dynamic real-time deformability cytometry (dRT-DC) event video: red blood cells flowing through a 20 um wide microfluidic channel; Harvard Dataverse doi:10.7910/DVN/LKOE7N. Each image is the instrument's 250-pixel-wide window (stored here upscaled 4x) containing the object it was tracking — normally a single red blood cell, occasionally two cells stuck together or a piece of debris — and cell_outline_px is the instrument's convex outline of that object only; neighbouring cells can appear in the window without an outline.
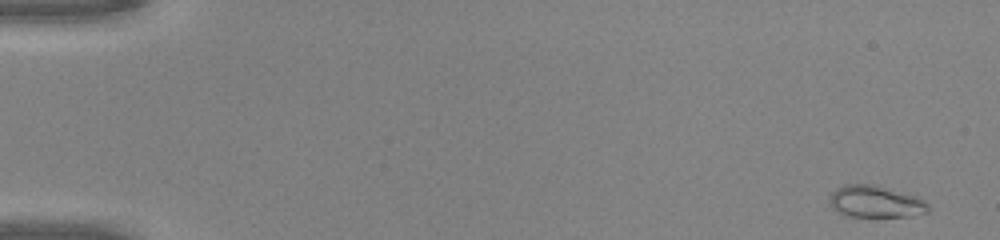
{"species": "common noctule bat (a hibernating species)", "species_latin": "Nyctalus noctula", "temperature_condition": "warm", "stored_images_in_passage": 48, "camera_frame_rate_fps": 3000, "um_per_image_px": 0.085, "animal": {"sex": "male", "body_mass_g": 20.0, "forearm_length_mm": 53.3}, "frame": {"image": 1, "passage_image": 1, "time_ms": 0.0, "image_size_px": [1000, 240], "cell_outline_px": [[928, 212], [908, 216], [848, 216], [832, 208], [828, 204], [832, 192], [836, 188], [844, 184], [876, 184], [916, 196], [924, 200], [928, 204]], "centroid_in_image_um": [74.4, 17.12], "position_along_channel_um": 10.6, "area_um2": 18.32}}
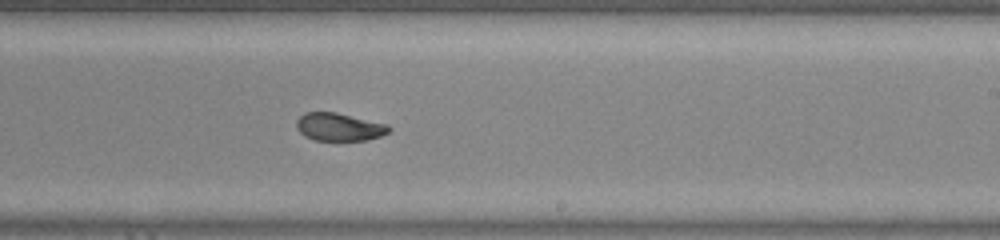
{"frame": {"image": 2, "passage_image": 30, "time_ms": 9.667, "image_size_px": [1000, 240], "cell_outline_px": [[392, 128], [388, 132], [380, 136], [368, 140], [312, 140], [304, 136], [296, 128], [296, 120], [304, 112], [336, 112], [388, 124]], "centroid_in_image_um": [28.81, 10.79], "position_along_channel_um": 260.2, "area_um2": 15.14}}
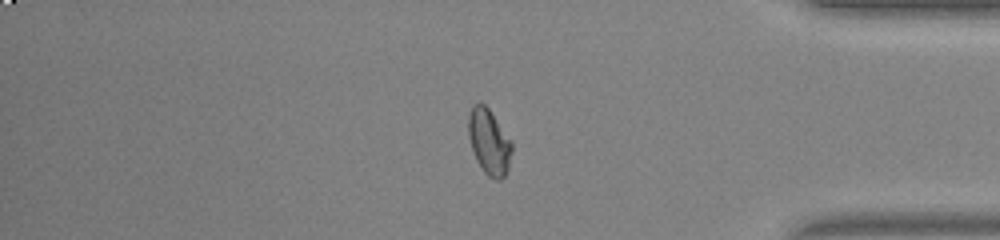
{"frame": {"image": 3, "passage_image": 41, "time_ms": 13.333, "image_size_px": [1000, 240], "cell_outline_px": [[512, 152], [508, 168], [504, 176], [500, 180], [496, 180], [488, 176], [484, 172], [476, 160], [468, 136], [468, 116], [472, 104], [484, 104], [488, 108], [512, 140]], "centroid_in_image_um": [41.57, 12.06], "position_along_channel_um": 393.6, "area_um2": 16.65}, "authors_computed_cell_mechanics": {"area_um2": 16.6753, "velocity_mm_per_s": 4.2143, "shape_relaxation_time_tau1_ms": 3.7853, "shape_relaxation_time_tau2_ms": 1.6136, "deformation_change_tau1": 0.1577, "deformation_change_tau2": 0.0389}}